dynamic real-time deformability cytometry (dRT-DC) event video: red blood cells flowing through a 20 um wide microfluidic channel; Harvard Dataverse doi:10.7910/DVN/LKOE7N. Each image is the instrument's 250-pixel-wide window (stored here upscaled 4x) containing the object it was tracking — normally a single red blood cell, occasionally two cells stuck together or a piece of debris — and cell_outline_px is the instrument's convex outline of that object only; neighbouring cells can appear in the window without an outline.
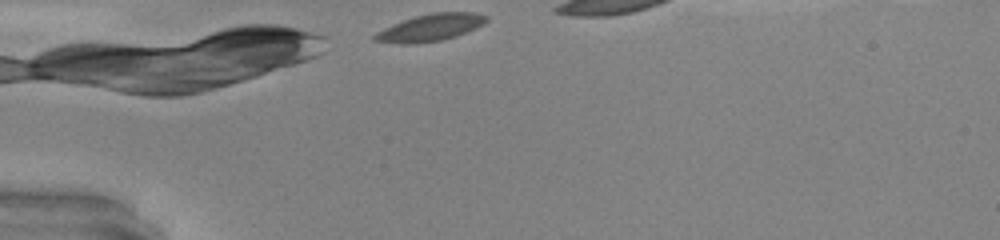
{"species": "common noctule bat (a hibernating species)", "species_latin": "Nyctalus noctula", "temperature_condition": "warm", "stored_images_in_passage": 24, "camera_frame_rate_fps": 3000, "um_per_image_px": 0.085, "animal": {"sex": "male", "body_mass_g": 20.0, "forearm_length_mm": 53.3}, "frame": {"image": 1, "passage_image": 1, "time_ms": 0.0, "image_size_px": [1000, 240], "cell_outline_px": [[488, 20], [484, 24], [456, 36], [440, 40], [412, 44], [400, 44], [372, 40], [372, 36], [376, 32], [384, 28], [404, 20], [416, 16], [432, 12], [472, 12], [488, 16]], "centroid_in_image_um": [36.57, 2.34], "position_along_channel_um": 48.4, "area_um2": 17.46}}
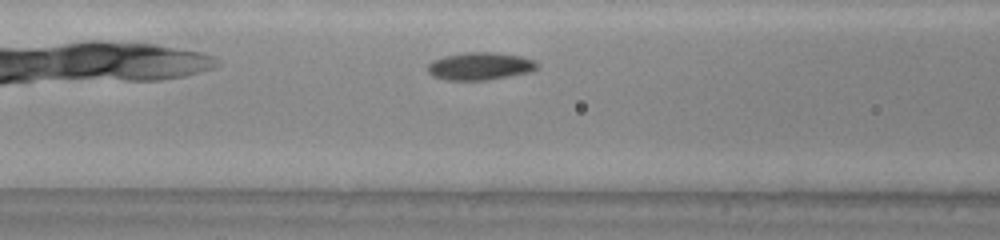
{"frame": {"image": 2, "passage_image": 8, "time_ms": 2.333, "image_size_px": [1000, 240], "cell_outline_px": [[536, 68], [528, 72], [488, 80], [448, 80], [432, 76], [428, 72], [428, 64], [432, 60], [444, 56], [468, 52], [496, 52], [520, 56], [532, 60], [536, 64]], "centroid_in_image_um": [40.74, 5.62], "position_along_channel_um": 125.9, "area_um2": 17.4}}